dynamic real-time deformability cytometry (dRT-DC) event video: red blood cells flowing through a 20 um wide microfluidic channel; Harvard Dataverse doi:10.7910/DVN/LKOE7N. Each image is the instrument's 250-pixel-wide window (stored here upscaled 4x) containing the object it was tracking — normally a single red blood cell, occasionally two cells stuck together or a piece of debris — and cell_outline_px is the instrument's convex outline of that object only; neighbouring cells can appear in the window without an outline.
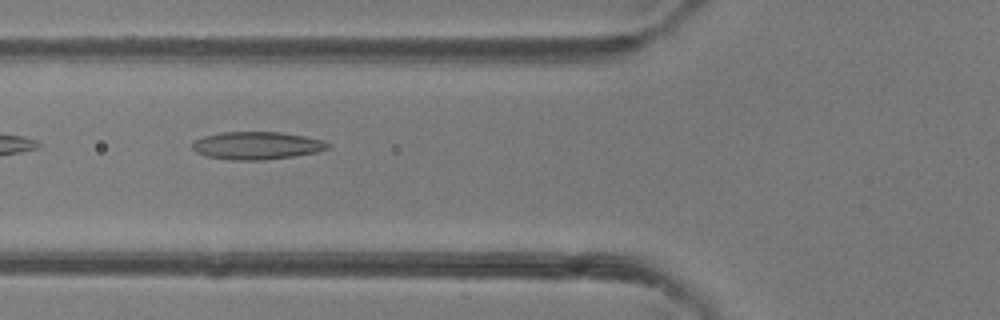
{"species": "common noctule bat (a hibernating species)", "species_latin": "Nyctalus noctula", "temperature_condition": "room temperature", "stored_images_in_passage": 29, "camera_frame_rate_fps": 3000, "um_per_image_px": 0.085, "animal": {"sex": "female"}, "frame": {"image": 1, "passage_image": 4, "time_ms": 1.0, "image_size_px": [1000, 320], "cell_outline_px": [[332, 144], [328, 148], [316, 152], [292, 156], [264, 160], [232, 160], [204, 156], [196, 152], [192, 148], [192, 144], [196, 140], [204, 136], [220, 132], [280, 132], [304, 136], [324, 140]], "centroid_in_image_um": [21.82, 12.37], "position_along_channel_um": 104.0, "area_um2": 21.91}}
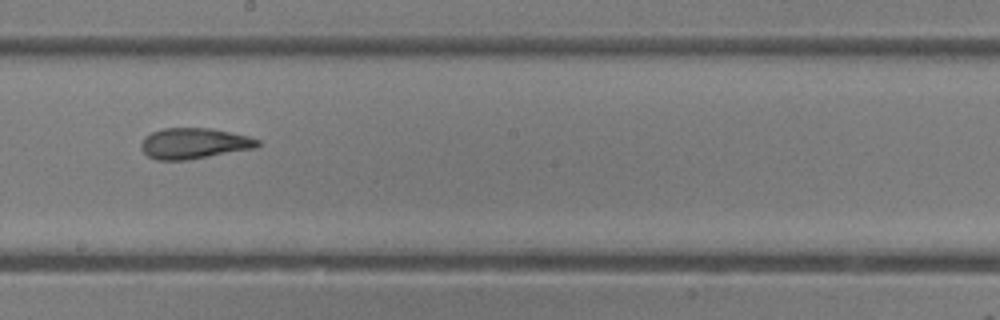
{"frame": {"image": 2, "passage_image": 13, "time_ms": 4.0, "image_size_px": [1000, 320], "cell_outline_px": [[260, 144], [256, 148], [188, 160], [156, 160], [148, 156], [140, 148], [140, 144], [144, 136], [152, 132], [164, 128], [212, 128], [248, 136], [260, 140]], "centroid_in_image_um": [16.48, 12.19], "position_along_channel_um": 231.7, "area_um2": 21.04}}
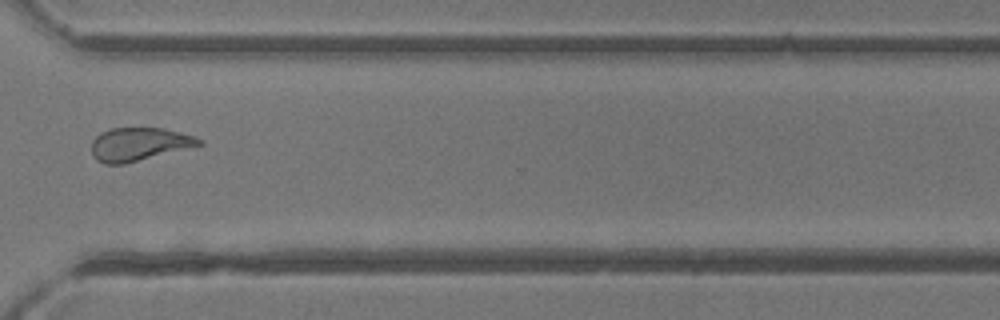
{"frame": {"image": 3, "passage_image": 22, "time_ms": 7.0, "image_size_px": [1000, 320], "cell_outline_px": [[204, 144], [124, 164], [104, 164], [96, 160], [92, 152], [92, 140], [100, 132], [112, 128], [164, 128], [196, 136], [204, 140]], "centroid_in_image_um": [11.83, 12.25], "position_along_channel_um": 358.8, "area_um2": 20.87}, "authors_computed_cell_mechanics": {"area_um2": 20.9814, "velocity_mm_per_s": 4.2478, "shape_relaxation_time_tau1_ms": null, "shape_relaxation_time_tau2_ms": 2.8416, "deformation_change_tau1": null, "deformation_change_tau2": 0.1207}}